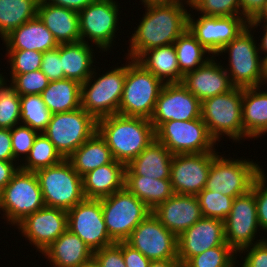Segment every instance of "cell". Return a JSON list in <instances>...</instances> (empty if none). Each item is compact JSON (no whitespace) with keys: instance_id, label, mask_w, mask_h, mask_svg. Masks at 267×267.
Listing matches in <instances>:
<instances>
[{"instance_id":"obj_56","label":"cell","mask_w":267,"mask_h":267,"mask_svg":"<svg viewBox=\"0 0 267 267\" xmlns=\"http://www.w3.org/2000/svg\"><path fill=\"white\" fill-rule=\"evenodd\" d=\"M148 267H182L178 259L156 260L151 261Z\"/></svg>"},{"instance_id":"obj_46","label":"cell","mask_w":267,"mask_h":267,"mask_svg":"<svg viewBox=\"0 0 267 267\" xmlns=\"http://www.w3.org/2000/svg\"><path fill=\"white\" fill-rule=\"evenodd\" d=\"M251 190L254 192L257 205V219L262 231L267 234V172L265 169L253 182ZM267 237V236H266Z\"/></svg>"},{"instance_id":"obj_34","label":"cell","mask_w":267,"mask_h":267,"mask_svg":"<svg viewBox=\"0 0 267 267\" xmlns=\"http://www.w3.org/2000/svg\"><path fill=\"white\" fill-rule=\"evenodd\" d=\"M41 96L52 114L73 111L81 107V83L67 78L51 81Z\"/></svg>"},{"instance_id":"obj_4","label":"cell","mask_w":267,"mask_h":267,"mask_svg":"<svg viewBox=\"0 0 267 267\" xmlns=\"http://www.w3.org/2000/svg\"><path fill=\"white\" fill-rule=\"evenodd\" d=\"M114 66L109 70L102 67V73L96 66L87 80L81 83V107L96 120L118 114L126 78V62Z\"/></svg>"},{"instance_id":"obj_35","label":"cell","mask_w":267,"mask_h":267,"mask_svg":"<svg viewBox=\"0 0 267 267\" xmlns=\"http://www.w3.org/2000/svg\"><path fill=\"white\" fill-rule=\"evenodd\" d=\"M40 0H0V38L37 17Z\"/></svg>"},{"instance_id":"obj_59","label":"cell","mask_w":267,"mask_h":267,"mask_svg":"<svg viewBox=\"0 0 267 267\" xmlns=\"http://www.w3.org/2000/svg\"><path fill=\"white\" fill-rule=\"evenodd\" d=\"M80 267H100V265L97 263V261L94 258H92L90 261H88L87 263H84Z\"/></svg>"},{"instance_id":"obj_39","label":"cell","mask_w":267,"mask_h":267,"mask_svg":"<svg viewBox=\"0 0 267 267\" xmlns=\"http://www.w3.org/2000/svg\"><path fill=\"white\" fill-rule=\"evenodd\" d=\"M21 124L29 126L38 133H43L50 122L52 113L43 102L42 96L31 94L20 96Z\"/></svg>"},{"instance_id":"obj_13","label":"cell","mask_w":267,"mask_h":267,"mask_svg":"<svg viewBox=\"0 0 267 267\" xmlns=\"http://www.w3.org/2000/svg\"><path fill=\"white\" fill-rule=\"evenodd\" d=\"M97 132V120L82 107L52 114L45 134L58 152L67 159Z\"/></svg>"},{"instance_id":"obj_28","label":"cell","mask_w":267,"mask_h":267,"mask_svg":"<svg viewBox=\"0 0 267 267\" xmlns=\"http://www.w3.org/2000/svg\"><path fill=\"white\" fill-rule=\"evenodd\" d=\"M126 165L116 160L82 177L83 194L88 199H102L125 188Z\"/></svg>"},{"instance_id":"obj_25","label":"cell","mask_w":267,"mask_h":267,"mask_svg":"<svg viewBox=\"0 0 267 267\" xmlns=\"http://www.w3.org/2000/svg\"><path fill=\"white\" fill-rule=\"evenodd\" d=\"M37 16L53 34L58 44L81 41L79 12L40 0Z\"/></svg>"},{"instance_id":"obj_1","label":"cell","mask_w":267,"mask_h":267,"mask_svg":"<svg viewBox=\"0 0 267 267\" xmlns=\"http://www.w3.org/2000/svg\"><path fill=\"white\" fill-rule=\"evenodd\" d=\"M143 6L145 13L133 28L125 58L136 60L146 50L174 44L188 28L189 0H169Z\"/></svg>"},{"instance_id":"obj_30","label":"cell","mask_w":267,"mask_h":267,"mask_svg":"<svg viewBox=\"0 0 267 267\" xmlns=\"http://www.w3.org/2000/svg\"><path fill=\"white\" fill-rule=\"evenodd\" d=\"M172 157L173 154L155 139L127 167L137 176L170 179Z\"/></svg>"},{"instance_id":"obj_60","label":"cell","mask_w":267,"mask_h":267,"mask_svg":"<svg viewBox=\"0 0 267 267\" xmlns=\"http://www.w3.org/2000/svg\"><path fill=\"white\" fill-rule=\"evenodd\" d=\"M169 0H140L139 2H141L140 4H147V3H157V2H166Z\"/></svg>"},{"instance_id":"obj_12","label":"cell","mask_w":267,"mask_h":267,"mask_svg":"<svg viewBox=\"0 0 267 267\" xmlns=\"http://www.w3.org/2000/svg\"><path fill=\"white\" fill-rule=\"evenodd\" d=\"M155 139L173 155L218 152V143L210 135L202 118L167 121L155 130Z\"/></svg>"},{"instance_id":"obj_17","label":"cell","mask_w":267,"mask_h":267,"mask_svg":"<svg viewBox=\"0 0 267 267\" xmlns=\"http://www.w3.org/2000/svg\"><path fill=\"white\" fill-rule=\"evenodd\" d=\"M68 229L94 252L115 243L109 236L100 199L84 198L69 211Z\"/></svg>"},{"instance_id":"obj_54","label":"cell","mask_w":267,"mask_h":267,"mask_svg":"<svg viewBox=\"0 0 267 267\" xmlns=\"http://www.w3.org/2000/svg\"><path fill=\"white\" fill-rule=\"evenodd\" d=\"M49 4L80 12L96 0H46Z\"/></svg>"},{"instance_id":"obj_57","label":"cell","mask_w":267,"mask_h":267,"mask_svg":"<svg viewBox=\"0 0 267 267\" xmlns=\"http://www.w3.org/2000/svg\"><path fill=\"white\" fill-rule=\"evenodd\" d=\"M248 22H267V1L260 14L255 19H252Z\"/></svg>"},{"instance_id":"obj_33","label":"cell","mask_w":267,"mask_h":267,"mask_svg":"<svg viewBox=\"0 0 267 267\" xmlns=\"http://www.w3.org/2000/svg\"><path fill=\"white\" fill-rule=\"evenodd\" d=\"M67 160L73 169L83 177L88 172L111 163L114 158L106 141L96 132L75 150Z\"/></svg>"},{"instance_id":"obj_52","label":"cell","mask_w":267,"mask_h":267,"mask_svg":"<svg viewBox=\"0 0 267 267\" xmlns=\"http://www.w3.org/2000/svg\"><path fill=\"white\" fill-rule=\"evenodd\" d=\"M0 160L17 162L13 157L10 129L0 128Z\"/></svg>"},{"instance_id":"obj_26","label":"cell","mask_w":267,"mask_h":267,"mask_svg":"<svg viewBox=\"0 0 267 267\" xmlns=\"http://www.w3.org/2000/svg\"><path fill=\"white\" fill-rule=\"evenodd\" d=\"M2 42L5 50H34L42 53L59 46L38 16L12 30Z\"/></svg>"},{"instance_id":"obj_43","label":"cell","mask_w":267,"mask_h":267,"mask_svg":"<svg viewBox=\"0 0 267 267\" xmlns=\"http://www.w3.org/2000/svg\"><path fill=\"white\" fill-rule=\"evenodd\" d=\"M189 10L204 16H240V0H189Z\"/></svg>"},{"instance_id":"obj_6","label":"cell","mask_w":267,"mask_h":267,"mask_svg":"<svg viewBox=\"0 0 267 267\" xmlns=\"http://www.w3.org/2000/svg\"><path fill=\"white\" fill-rule=\"evenodd\" d=\"M125 59L126 78L118 114L150 119L164 83L136 60Z\"/></svg>"},{"instance_id":"obj_31","label":"cell","mask_w":267,"mask_h":267,"mask_svg":"<svg viewBox=\"0 0 267 267\" xmlns=\"http://www.w3.org/2000/svg\"><path fill=\"white\" fill-rule=\"evenodd\" d=\"M136 61L164 84L181 83L183 74L177 62L173 44L144 51Z\"/></svg>"},{"instance_id":"obj_50","label":"cell","mask_w":267,"mask_h":267,"mask_svg":"<svg viewBox=\"0 0 267 267\" xmlns=\"http://www.w3.org/2000/svg\"><path fill=\"white\" fill-rule=\"evenodd\" d=\"M121 250L126 267H148L151 262L140 251L133 248L126 241H121Z\"/></svg>"},{"instance_id":"obj_16","label":"cell","mask_w":267,"mask_h":267,"mask_svg":"<svg viewBox=\"0 0 267 267\" xmlns=\"http://www.w3.org/2000/svg\"><path fill=\"white\" fill-rule=\"evenodd\" d=\"M126 242L150 261L178 259L177 236L150 213Z\"/></svg>"},{"instance_id":"obj_38","label":"cell","mask_w":267,"mask_h":267,"mask_svg":"<svg viewBox=\"0 0 267 267\" xmlns=\"http://www.w3.org/2000/svg\"><path fill=\"white\" fill-rule=\"evenodd\" d=\"M5 73L0 75V128L11 129L21 124V103L20 95L14 90L13 82L9 81Z\"/></svg>"},{"instance_id":"obj_23","label":"cell","mask_w":267,"mask_h":267,"mask_svg":"<svg viewBox=\"0 0 267 267\" xmlns=\"http://www.w3.org/2000/svg\"><path fill=\"white\" fill-rule=\"evenodd\" d=\"M152 213L177 237L203 217L197 195L186 194H173Z\"/></svg>"},{"instance_id":"obj_42","label":"cell","mask_w":267,"mask_h":267,"mask_svg":"<svg viewBox=\"0 0 267 267\" xmlns=\"http://www.w3.org/2000/svg\"><path fill=\"white\" fill-rule=\"evenodd\" d=\"M9 73L6 74H25L37 71L41 68L43 53L34 50H5Z\"/></svg>"},{"instance_id":"obj_18","label":"cell","mask_w":267,"mask_h":267,"mask_svg":"<svg viewBox=\"0 0 267 267\" xmlns=\"http://www.w3.org/2000/svg\"><path fill=\"white\" fill-rule=\"evenodd\" d=\"M219 153L174 154L170 167L174 194L198 195L205 188L212 160Z\"/></svg>"},{"instance_id":"obj_58","label":"cell","mask_w":267,"mask_h":267,"mask_svg":"<svg viewBox=\"0 0 267 267\" xmlns=\"http://www.w3.org/2000/svg\"><path fill=\"white\" fill-rule=\"evenodd\" d=\"M263 86H267V55L262 57Z\"/></svg>"},{"instance_id":"obj_14","label":"cell","mask_w":267,"mask_h":267,"mask_svg":"<svg viewBox=\"0 0 267 267\" xmlns=\"http://www.w3.org/2000/svg\"><path fill=\"white\" fill-rule=\"evenodd\" d=\"M224 229L226 243L236 253L267 239L265 235L260 236L262 230L258 224L257 205L252 190L234 198L230 214L224 220Z\"/></svg>"},{"instance_id":"obj_5","label":"cell","mask_w":267,"mask_h":267,"mask_svg":"<svg viewBox=\"0 0 267 267\" xmlns=\"http://www.w3.org/2000/svg\"><path fill=\"white\" fill-rule=\"evenodd\" d=\"M242 99L243 88L234 87L229 92L218 94L201 102V118L217 143L227 137L233 143L242 144Z\"/></svg>"},{"instance_id":"obj_37","label":"cell","mask_w":267,"mask_h":267,"mask_svg":"<svg viewBox=\"0 0 267 267\" xmlns=\"http://www.w3.org/2000/svg\"><path fill=\"white\" fill-rule=\"evenodd\" d=\"M64 159L49 138L43 133H38L29 155L20 164V169L35 172L42 168L57 165Z\"/></svg>"},{"instance_id":"obj_9","label":"cell","mask_w":267,"mask_h":267,"mask_svg":"<svg viewBox=\"0 0 267 267\" xmlns=\"http://www.w3.org/2000/svg\"><path fill=\"white\" fill-rule=\"evenodd\" d=\"M45 207L35 172L19 170L0 192L1 217L13 228L24 218Z\"/></svg>"},{"instance_id":"obj_44","label":"cell","mask_w":267,"mask_h":267,"mask_svg":"<svg viewBox=\"0 0 267 267\" xmlns=\"http://www.w3.org/2000/svg\"><path fill=\"white\" fill-rule=\"evenodd\" d=\"M14 84V90L20 95H41L42 91L49 85V79L39 69L25 74H8Z\"/></svg>"},{"instance_id":"obj_40","label":"cell","mask_w":267,"mask_h":267,"mask_svg":"<svg viewBox=\"0 0 267 267\" xmlns=\"http://www.w3.org/2000/svg\"><path fill=\"white\" fill-rule=\"evenodd\" d=\"M237 253L227 244L191 257L182 267H237Z\"/></svg>"},{"instance_id":"obj_47","label":"cell","mask_w":267,"mask_h":267,"mask_svg":"<svg viewBox=\"0 0 267 267\" xmlns=\"http://www.w3.org/2000/svg\"><path fill=\"white\" fill-rule=\"evenodd\" d=\"M237 256L241 259L237 260V267H267V239L243 248Z\"/></svg>"},{"instance_id":"obj_53","label":"cell","mask_w":267,"mask_h":267,"mask_svg":"<svg viewBox=\"0 0 267 267\" xmlns=\"http://www.w3.org/2000/svg\"><path fill=\"white\" fill-rule=\"evenodd\" d=\"M20 164L18 162H7L0 160V192L10 183L13 175L19 170Z\"/></svg>"},{"instance_id":"obj_19","label":"cell","mask_w":267,"mask_h":267,"mask_svg":"<svg viewBox=\"0 0 267 267\" xmlns=\"http://www.w3.org/2000/svg\"><path fill=\"white\" fill-rule=\"evenodd\" d=\"M35 252L42 253L68 229L67 211L59 208L43 207L28 215L15 227Z\"/></svg>"},{"instance_id":"obj_20","label":"cell","mask_w":267,"mask_h":267,"mask_svg":"<svg viewBox=\"0 0 267 267\" xmlns=\"http://www.w3.org/2000/svg\"><path fill=\"white\" fill-rule=\"evenodd\" d=\"M197 118H201V101L182 83L164 84L150 118L154 130L167 121H188Z\"/></svg>"},{"instance_id":"obj_45","label":"cell","mask_w":267,"mask_h":267,"mask_svg":"<svg viewBox=\"0 0 267 267\" xmlns=\"http://www.w3.org/2000/svg\"><path fill=\"white\" fill-rule=\"evenodd\" d=\"M14 159L21 164L29 155L38 132L22 124L10 129Z\"/></svg>"},{"instance_id":"obj_55","label":"cell","mask_w":267,"mask_h":267,"mask_svg":"<svg viewBox=\"0 0 267 267\" xmlns=\"http://www.w3.org/2000/svg\"><path fill=\"white\" fill-rule=\"evenodd\" d=\"M248 26L255 31V29L257 30V32L261 29V35L262 38L260 37L261 35H259L258 42L260 40V43H258V48L260 51L261 56L263 57L267 55V22H248ZM261 26V27H260ZM258 27H260V29H258ZM260 38V39H259Z\"/></svg>"},{"instance_id":"obj_51","label":"cell","mask_w":267,"mask_h":267,"mask_svg":"<svg viewBox=\"0 0 267 267\" xmlns=\"http://www.w3.org/2000/svg\"><path fill=\"white\" fill-rule=\"evenodd\" d=\"M267 0H240V16L247 21L255 19L265 7Z\"/></svg>"},{"instance_id":"obj_8","label":"cell","mask_w":267,"mask_h":267,"mask_svg":"<svg viewBox=\"0 0 267 267\" xmlns=\"http://www.w3.org/2000/svg\"><path fill=\"white\" fill-rule=\"evenodd\" d=\"M119 8L122 7L117 0H96L82 9L79 12L81 41L92 43L91 45L99 49L101 54L106 52L108 55L107 52L110 53L114 45L117 47L116 38L119 36L118 33H121L118 27L121 28Z\"/></svg>"},{"instance_id":"obj_22","label":"cell","mask_w":267,"mask_h":267,"mask_svg":"<svg viewBox=\"0 0 267 267\" xmlns=\"http://www.w3.org/2000/svg\"><path fill=\"white\" fill-rule=\"evenodd\" d=\"M216 56L210 58L196 70L186 73L182 85L201 102L218 94L229 92L234 88L230 77Z\"/></svg>"},{"instance_id":"obj_15","label":"cell","mask_w":267,"mask_h":267,"mask_svg":"<svg viewBox=\"0 0 267 267\" xmlns=\"http://www.w3.org/2000/svg\"><path fill=\"white\" fill-rule=\"evenodd\" d=\"M247 26L248 21L242 16L194 15L193 10H189L188 14L189 31L213 56H216L225 44L230 43Z\"/></svg>"},{"instance_id":"obj_41","label":"cell","mask_w":267,"mask_h":267,"mask_svg":"<svg viewBox=\"0 0 267 267\" xmlns=\"http://www.w3.org/2000/svg\"><path fill=\"white\" fill-rule=\"evenodd\" d=\"M203 217L215 218L224 221L230 214L234 198L206 190L197 195Z\"/></svg>"},{"instance_id":"obj_21","label":"cell","mask_w":267,"mask_h":267,"mask_svg":"<svg viewBox=\"0 0 267 267\" xmlns=\"http://www.w3.org/2000/svg\"><path fill=\"white\" fill-rule=\"evenodd\" d=\"M224 243V221L202 217L177 237L178 260L183 266L191 257Z\"/></svg>"},{"instance_id":"obj_48","label":"cell","mask_w":267,"mask_h":267,"mask_svg":"<svg viewBox=\"0 0 267 267\" xmlns=\"http://www.w3.org/2000/svg\"><path fill=\"white\" fill-rule=\"evenodd\" d=\"M93 258L100 267H126L122 255L121 242L103 247L93 252Z\"/></svg>"},{"instance_id":"obj_11","label":"cell","mask_w":267,"mask_h":267,"mask_svg":"<svg viewBox=\"0 0 267 267\" xmlns=\"http://www.w3.org/2000/svg\"><path fill=\"white\" fill-rule=\"evenodd\" d=\"M100 201L108 234L115 243L126 241L135 227L152 213L144 202L126 188Z\"/></svg>"},{"instance_id":"obj_27","label":"cell","mask_w":267,"mask_h":267,"mask_svg":"<svg viewBox=\"0 0 267 267\" xmlns=\"http://www.w3.org/2000/svg\"><path fill=\"white\" fill-rule=\"evenodd\" d=\"M243 88V141L267 134V86Z\"/></svg>"},{"instance_id":"obj_3","label":"cell","mask_w":267,"mask_h":267,"mask_svg":"<svg viewBox=\"0 0 267 267\" xmlns=\"http://www.w3.org/2000/svg\"><path fill=\"white\" fill-rule=\"evenodd\" d=\"M256 32L247 26L230 43L225 44L216 57L226 58L228 64L223 66L234 87L251 88L263 86L262 56L258 48ZM227 54V55H226ZM221 56V57H220Z\"/></svg>"},{"instance_id":"obj_2","label":"cell","mask_w":267,"mask_h":267,"mask_svg":"<svg viewBox=\"0 0 267 267\" xmlns=\"http://www.w3.org/2000/svg\"><path fill=\"white\" fill-rule=\"evenodd\" d=\"M97 132L106 141L114 160L128 165L151 142L155 130L150 119L114 114L97 120Z\"/></svg>"},{"instance_id":"obj_29","label":"cell","mask_w":267,"mask_h":267,"mask_svg":"<svg viewBox=\"0 0 267 267\" xmlns=\"http://www.w3.org/2000/svg\"><path fill=\"white\" fill-rule=\"evenodd\" d=\"M96 52L101 53L95 46L83 41L59 44L62 70L65 78L84 83L93 73L96 67L95 64H100L96 61L98 60L95 58V54H98Z\"/></svg>"},{"instance_id":"obj_49","label":"cell","mask_w":267,"mask_h":267,"mask_svg":"<svg viewBox=\"0 0 267 267\" xmlns=\"http://www.w3.org/2000/svg\"><path fill=\"white\" fill-rule=\"evenodd\" d=\"M40 70L47 76L50 82L65 79L59 46L43 53Z\"/></svg>"},{"instance_id":"obj_32","label":"cell","mask_w":267,"mask_h":267,"mask_svg":"<svg viewBox=\"0 0 267 267\" xmlns=\"http://www.w3.org/2000/svg\"><path fill=\"white\" fill-rule=\"evenodd\" d=\"M125 188L151 210L174 194L170 179L137 176L127 166L125 170Z\"/></svg>"},{"instance_id":"obj_7","label":"cell","mask_w":267,"mask_h":267,"mask_svg":"<svg viewBox=\"0 0 267 267\" xmlns=\"http://www.w3.org/2000/svg\"><path fill=\"white\" fill-rule=\"evenodd\" d=\"M225 152L212 160L205 189L236 198L251 190L253 182L264 168L253 159H236L230 153L225 156Z\"/></svg>"},{"instance_id":"obj_36","label":"cell","mask_w":267,"mask_h":267,"mask_svg":"<svg viewBox=\"0 0 267 267\" xmlns=\"http://www.w3.org/2000/svg\"><path fill=\"white\" fill-rule=\"evenodd\" d=\"M180 72L185 75L204 65L213 55L187 28L174 42Z\"/></svg>"},{"instance_id":"obj_10","label":"cell","mask_w":267,"mask_h":267,"mask_svg":"<svg viewBox=\"0 0 267 267\" xmlns=\"http://www.w3.org/2000/svg\"><path fill=\"white\" fill-rule=\"evenodd\" d=\"M46 207L69 211L85 197L82 177L64 159L59 164L35 171Z\"/></svg>"},{"instance_id":"obj_24","label":"cell","mask_w":267,"mask_h":267,"mask_svg":"<svg viewBox=\"0 0 267 267\" xmlns=\"http://www.w3.org/2000/svg\"><path fill=\"white\" fill-rule=\"evenodd\" d=\"M50 267H80L93 258V251L76 234L67 229L42 253ZM53 265V266H52Z\"/></svg>"}]
</instances>
